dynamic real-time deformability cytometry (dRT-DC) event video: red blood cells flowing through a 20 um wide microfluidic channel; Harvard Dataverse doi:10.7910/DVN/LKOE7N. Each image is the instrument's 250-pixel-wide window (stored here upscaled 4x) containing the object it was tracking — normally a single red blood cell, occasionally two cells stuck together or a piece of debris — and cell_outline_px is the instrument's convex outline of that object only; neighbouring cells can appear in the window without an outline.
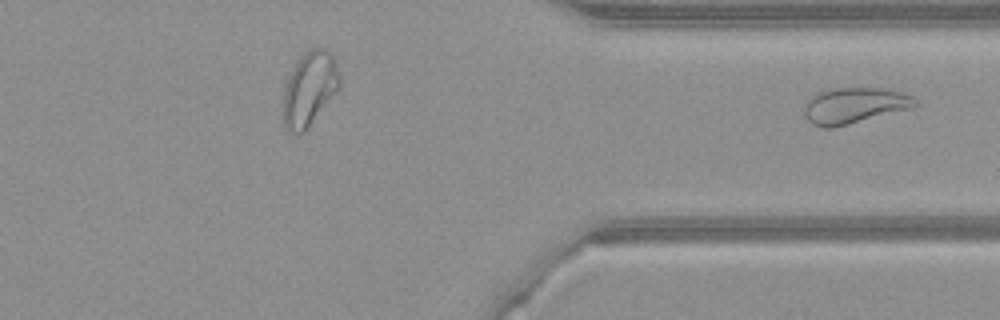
{"species": "common noctule bat (a hibernating species)", "species_latin": "Nyctalus noctula", "temperature_condition": "warm", "stored_images_in_passage": 33, "segment_of_instrument_passage": [2, 2], "camera_frame_rate_fps": 3000, "um_per_image_px": 0.085, "animal": {"sex": "female", "body_mass_g": 21.9}, "frame": {"image": 1, "passage_image": 33, "time_ms": 10.667, "image_size_px": [1000, 320], "cell_outline_px": [[920, 104], [916, 108], [832, 128], [824, 128], [812, 124], [808, 120], [804, 112], [804, 104], [816, 92], [828, 88], [884, 88], [900, 92], [912, 96]], "centroid_in_image_um": [72.65, 8.97], "position_along_channel_um": 338.7, "area_um2": 23.64}}